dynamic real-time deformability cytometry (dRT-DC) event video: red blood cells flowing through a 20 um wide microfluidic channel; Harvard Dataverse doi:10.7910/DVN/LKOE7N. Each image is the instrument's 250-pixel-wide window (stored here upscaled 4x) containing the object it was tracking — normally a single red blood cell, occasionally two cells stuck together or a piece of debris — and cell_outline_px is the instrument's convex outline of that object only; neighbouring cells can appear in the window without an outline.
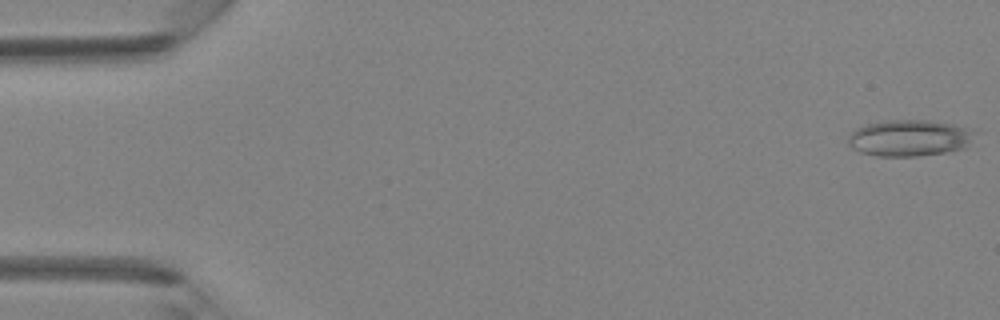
{"species": "Egyptian fruit bat (a non-hibernating species)", "species_latin": "Rousettus aegyptiacus", "temperature_condition": "room temperature", "stored_images_in_passage": 12, "camera_frame_rate_fps": 3000, "um_per_image_px": 0.085, "animal": {"sex": "female"}, "frame": {"image": 1, "passage_image": 1, "time_ms": 0.0, "image_size_px": [1000, 320], "cell_outline_px": [[980, 132], [968, 148], [948, 152], [916, 156], [876, 156], [860, 152], [852, 148], [848, 144], [848, 136], [856, 128], [864, 124], [884, 120], [928, 120], [952, 124], [972, 128]], "centroid_in_image_um": [77.39, 11.72], "position_along_channel_um": 7.6, "area_um2": 27.63}}